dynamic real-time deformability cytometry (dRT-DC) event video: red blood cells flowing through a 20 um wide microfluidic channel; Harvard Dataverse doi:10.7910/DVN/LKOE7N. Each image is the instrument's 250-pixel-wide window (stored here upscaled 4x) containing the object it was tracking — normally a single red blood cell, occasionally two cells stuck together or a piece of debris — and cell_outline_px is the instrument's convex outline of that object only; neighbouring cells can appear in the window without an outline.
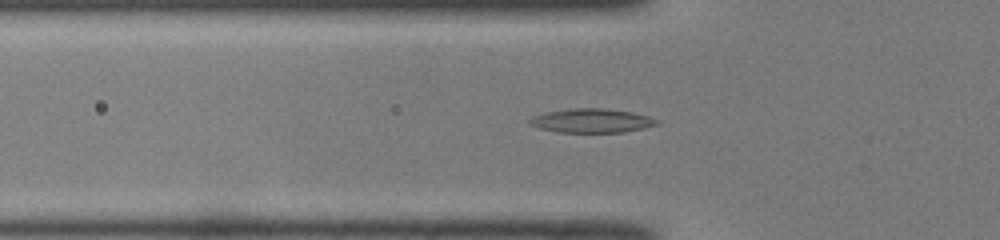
{"species": "common noctule bat (a hibernating species)", "species_latin": "Nyctalus noctula", "temperature_condition": "room temperature", "stored_images_in_passage": 46, "camera_frame_rate_fps": 3000, "um_per_image_px": 0.085, "animal": {"sex": "male", "body_mass_g": 19.0, "forearm_length_mm": 50.8}, "frame": {"image": 1, "passage_image": 17, "time_ms": 5.333, "image_size_px": [1000, 240], "cell_outline_px": [[660, 124], [644, 128], [624, 132], [560, 132], [540, 128], [528, 124], [528, 120], [532, 116], [544, 112], [576, 108], [604, 108], [632, 112], [648, 116], [660, 120]], "centroid_in_image_um": [50.31, 10.25], "position_along_channel_um": 75.5, "area_um2": 17.86}}
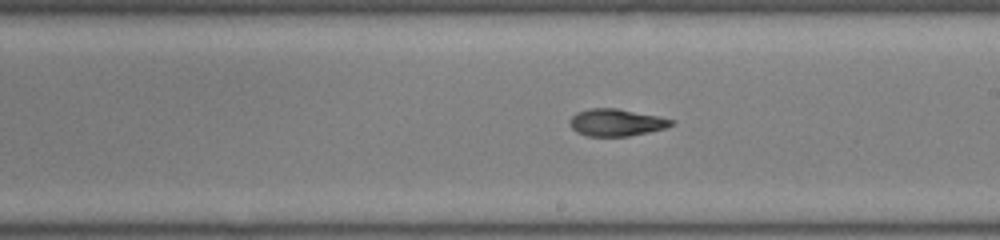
{"frame": {"image": 2, "passage_image": 29, "time_ms": 9.333, "image_size_px": [1000, 240], "cell_outline_px": [[676, 124], [664, 128], [648, 132], [628, 136], [588, 136], [576, 132], [568, 124], [568, 120], [576, 112], [592, 108], [616, 108], [676, 120]], "centroid_in_image_um": [52.36, 10.41], "position_along_channel_um": 236.6, "area_um2": 16.07}}
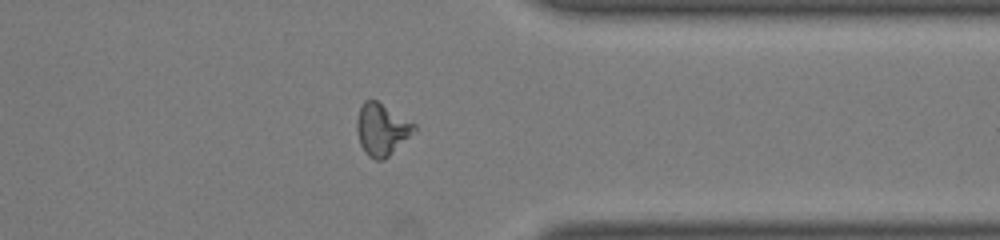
{"frame": {"image": 3, "passage_image": 40, "time_ms": 13.0, "image_size_px": [1000, 240], "cell_outline_px": [[416, 132], [384, 160], [376, 160], [368, 156], [364, 152], [360, 144], [356, 128], [356, 120], [360, 108], [364, 100], [376, 100], [416, 124]], "centroid_in_image_um": [32.46, 11.02], "position_along_channel_um": 378.9, "area_um2": 17.46}}